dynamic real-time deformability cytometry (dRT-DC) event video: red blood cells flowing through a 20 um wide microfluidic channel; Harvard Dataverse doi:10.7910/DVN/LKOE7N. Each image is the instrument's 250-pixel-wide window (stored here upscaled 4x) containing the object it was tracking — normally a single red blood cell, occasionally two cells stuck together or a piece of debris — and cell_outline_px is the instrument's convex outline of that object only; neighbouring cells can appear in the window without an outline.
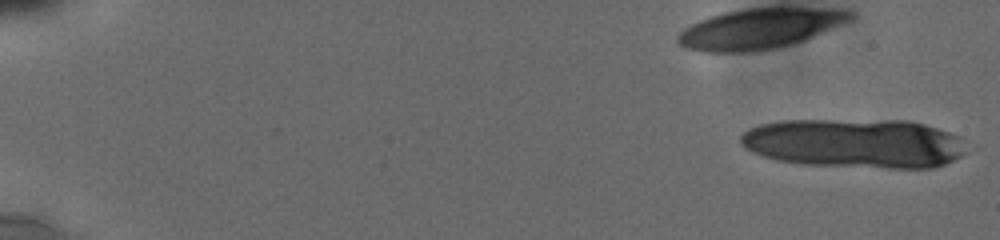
{"species": "human", "species_latin": "Homo sapiens", "temperature_condition": "cold", "stored_images_in_passage": 13, "camera_frame_rate_fps": 3000, "um_per_image_px": 0.085, "donor": {"sex": "male"}, "frame": {"image": 1, "passage_image": 1, "time_ms": 0.0, "image_size_px": [1000, 240], "cell_outline_px": [[964, 152], [960, 156], [944, 164], [932, 168], [888, 168], [804, 164], [776, 160], [752, 152], [744, 148], [740, 144], [740, 136], [748, 128], [760, 124], [784, 120], [904, 120], [924, 124], [960, 136]], "centroid_in_image_um": [72.59, 12.18], "position_along_channel_um": 12.4, "area_um2": 64.85}}